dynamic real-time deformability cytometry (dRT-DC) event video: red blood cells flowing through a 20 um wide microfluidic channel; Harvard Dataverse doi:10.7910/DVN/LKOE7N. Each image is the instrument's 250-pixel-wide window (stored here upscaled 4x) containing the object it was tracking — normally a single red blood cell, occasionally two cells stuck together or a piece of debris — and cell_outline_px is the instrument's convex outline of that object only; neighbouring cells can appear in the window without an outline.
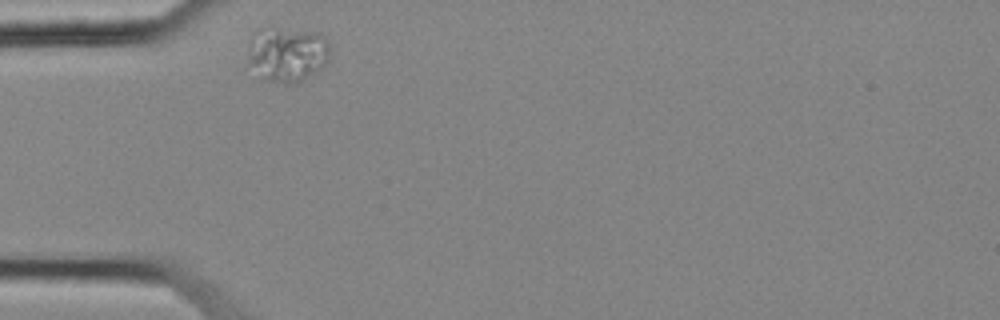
{"species": "common noctule bat (a hibernating species)", "species_latin": "Nyctalus noctula", "temperature_condition": "cold", "stored_images_in_passage": 33, "camera_frame_rate_fps": 3000, "um_per_image_px": 0.085, "animal": {"sex": "female", "body_mass_g": 25.1}, "frame": {"image": 1, "passage_image": 1, "time_ms": 0.0, "image_size_px": [1000, 320], "cell_outline_px": [[328, 60], [316, 72], [292, 84], [284, 84], [260, 76], [248, 60], [248, 52], [252, 32], [320, 32], [328, 40]], "centroid_in_image_um": [24.45, 4.66], "position_along_channel_um": 60.6, "area_um2": 24.85}}
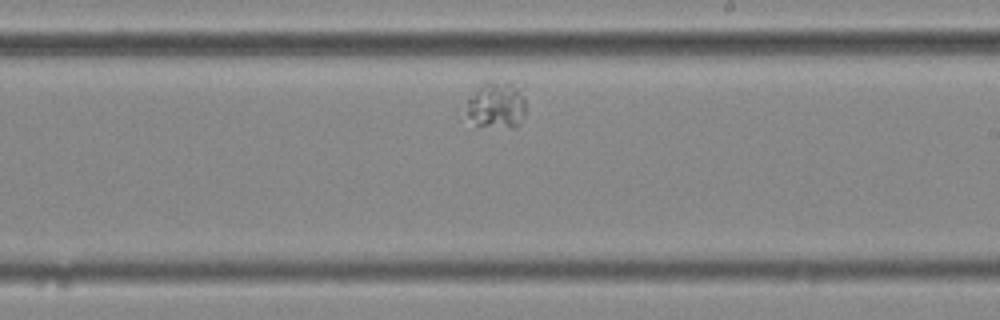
{"frame": {"image": 2, "passage_image": 19, "time_ms": 6.0, "image_size_px": [1000, 320], "cell_outline_px": [[524, 120], [516, 128], [512, 128], [476, 124], [468, 116], [468, 100], [484, 80], [508, 80], [524, 96]], "centroid_in_image_um": [42.24, 8.9], "position_along_channel_um": 246.8, "area_um2": 16.13}}
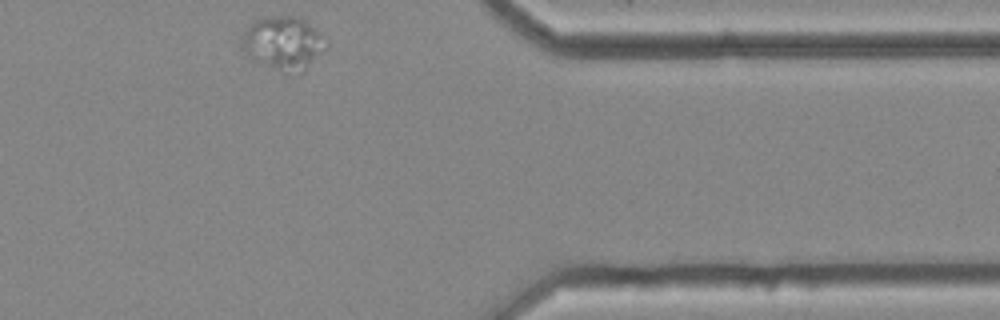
{"frame": {"image": 3, "passage_image": 33, "time_ms": 10.667, "image_size_px": [1000, 320], "cell_outline_px": [[328, 48], [304, 68], [280, 68], [260, 64], [252, 60], [240, 48], [240, 36], [252, 20], [260, 16], [300, 16], [316, 28], [328, 40]], "centroid_in_image_um": [24.03, 3.55], "position_along_channel_um": 387.4, "area_um2": 26.07}, "authors_computed_cell_mechanics": {"area_um2": 18.6694, "velocity_mm_per_s": 3.2441, "shape_relaxation_time_tau1_ms": 9.1992, "shape_relaxation_time_tau2_ms": null, "deformation_change_tau1": 0.1135, "deformation_change_tau2": null}}